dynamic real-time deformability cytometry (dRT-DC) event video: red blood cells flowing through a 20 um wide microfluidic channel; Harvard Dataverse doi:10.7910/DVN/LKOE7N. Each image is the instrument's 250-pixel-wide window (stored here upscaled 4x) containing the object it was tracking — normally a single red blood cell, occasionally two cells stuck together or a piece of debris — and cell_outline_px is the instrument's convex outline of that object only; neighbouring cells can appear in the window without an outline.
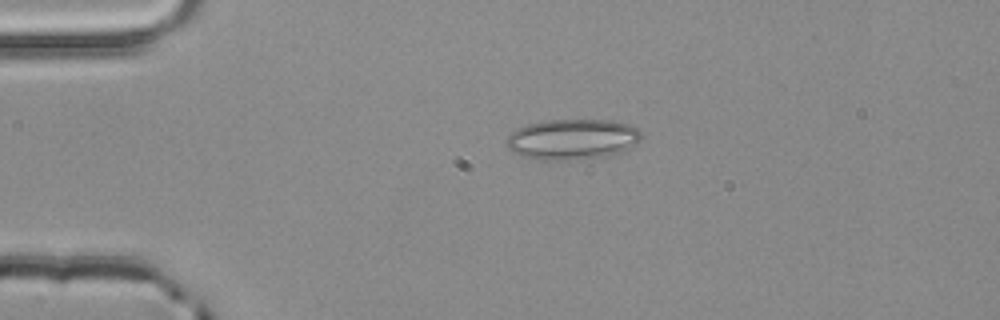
{"species": "common noctule bat (a hibernating species)", "species_latin": "Nyctalus noctula", "temperature_condition": "room temperature", "stored_images_in_passage": 2, "camera_frame_rate_fps": 3000, "um_per_image_px": 0.085, "animal": {"sex": "male", "body_mass_g": 20.4}, "frame": {"image": 1, "passage_image": 1, "time_ms": 0.0, "image_size_px": [1000, 320], "cell_outline_px": [[644, 136], [640, 140], [620, 152], [604, 156], [580, 160], [544, 160], [524, 156], [512, 152], [508, 148], [508, 136], [516, 128], [528, 124], [544, 120], [612, 120], [628, 124], [636, 128]], "centroid_in_image_um": [48.65, 11.83], "position_along_channel_um": 36.4, "area_um2": 31.79}}